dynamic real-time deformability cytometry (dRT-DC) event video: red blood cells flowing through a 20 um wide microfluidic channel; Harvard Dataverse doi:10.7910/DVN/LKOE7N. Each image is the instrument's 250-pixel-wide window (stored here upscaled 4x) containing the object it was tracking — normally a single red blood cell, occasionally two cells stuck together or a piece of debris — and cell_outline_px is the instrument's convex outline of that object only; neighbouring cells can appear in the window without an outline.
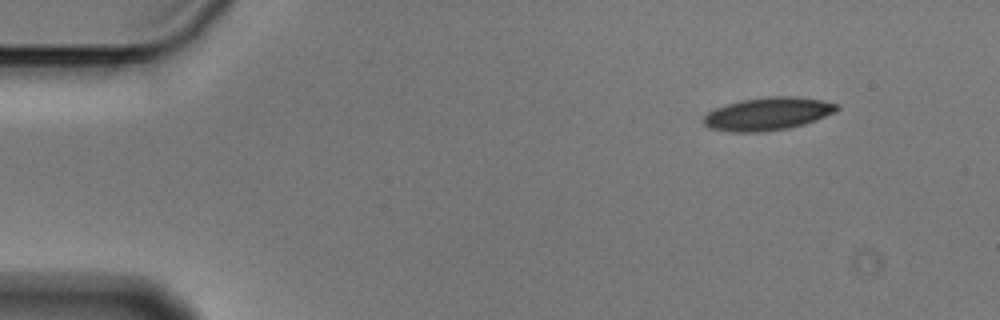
{"species": "Egyptian fruit bat (a non-hibernating species)", "species_latin": "Rousettus aegyptiacus", "temperature_condition": "cold", "stored_images_in_passage": 5, "camera_frame_rate_fps": 3000, "um_per_image_px": 0.085, "animal": {"sex": "male"}, "frame": {"image": 1, "passage_image": 1, "time_ms": 0.0, "image_size_px": [1000, 320], "cell_outline_px": [[840, 108], [836, 112], [816, 120], [804, 124], [788, 128], [764, 132], [732, 132], [708, 128], [704, 124], [704, 116], [708, 112], [716, 108], [740, 100], [768, 96], [796, 96], [820, 100], [840, 104]], "centroid_in_image_um": [65.29, 9.67], "position_along_channel_um": 19.7, "area_um2": 25.66}}
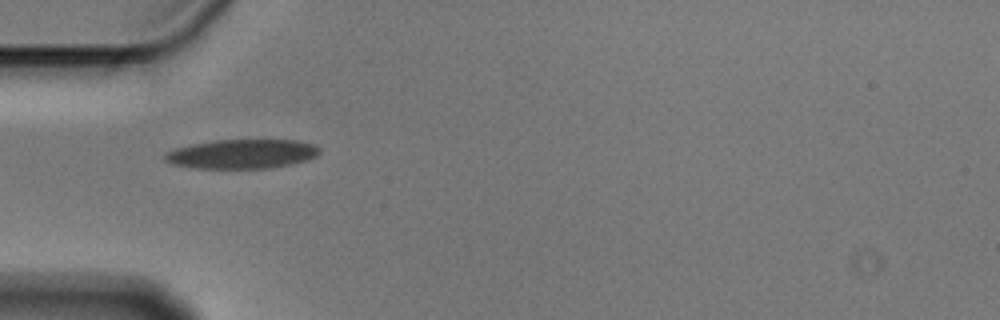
{"frame": {"image": 2, "passage_image": 4, "time_ms": 1.0, "image_size_px": [1000, 320], "cell_outline_px": [[320, 152], [316, 156], [308, 160], [268, 168], [192, 168], [172, 164], [164, 160], [164, 152], [176, 148], [192, 144], [216, 140], [296, 140], [316, 144], [320, 148]], "centroid_in_image_um": [20.56, 13.08], "position_along_channel_um": 64.4, "area_um2": 26.41}}
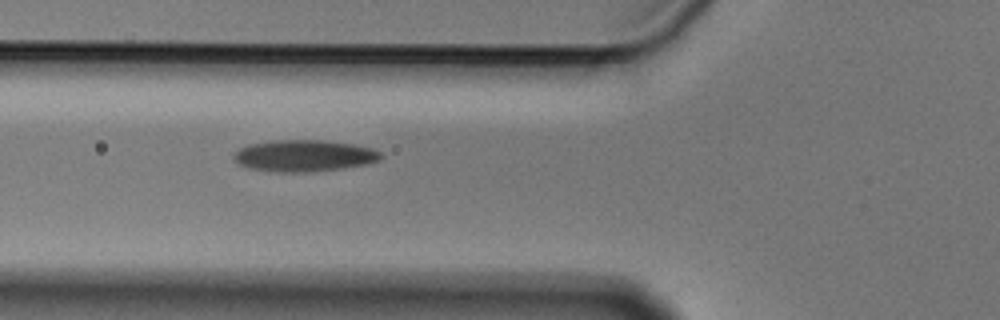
{"frame": {"image": 3, "passage_image": 5, "time_ms": 1.333, "image_size_px": [1000, 320], "cell_outline_px": [[384, 156], [380, 160], [368, 164], [340, 168], [308, 172], [280, 172], [248, 168], [240, 164], [232, 156], [240, 148], [248, 144], [272, 140], [320, 140], [352, 144], [372, 148], [380, 152]], "centroid_in_image_um": [25.86, 13.23], "position_along_channel_um": 99.9, "area_um2": 26.99}}